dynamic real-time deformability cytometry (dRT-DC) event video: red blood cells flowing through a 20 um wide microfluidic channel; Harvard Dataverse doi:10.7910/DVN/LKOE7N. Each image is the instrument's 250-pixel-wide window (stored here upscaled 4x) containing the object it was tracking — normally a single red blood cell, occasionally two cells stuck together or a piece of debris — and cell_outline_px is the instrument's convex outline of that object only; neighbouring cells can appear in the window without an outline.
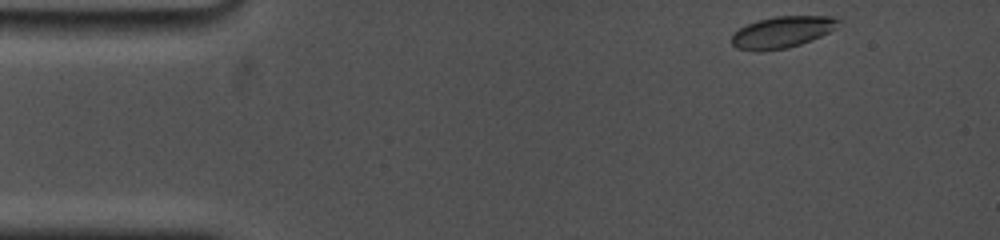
{"species": "common noctule bat (a hibernating species)", "species_latin": "Nyctalus noctula", "temperature_condition": "cold", "stored_images_in_passage": 36, "camera_frame_rate_fps": 5000, "um_per_image_px": 0.085, "animal": {"sex": "female", "body_mass_g": 19.0, "forearm_length_mm": 53.3}, "frame": {"image": 1, "passage_image": 1, "time_ms": 0.0, "image_size_px": [1000, 240], "cell_outline_px": [[840, 20], [836, 28], [812, 40], [788, 48], [760, 52], [756, 52], [736, 48], [732, 44], [732, 36], [740, 28], [748, 24], [760, 20], [776, 16], [832, 16]], "centroid_in_image_um": [66.48, 2.75], "position_along_channel_um": 18.5, "area_um2": 19.54}}
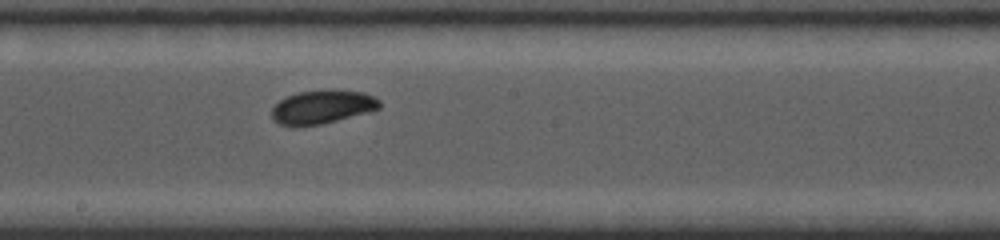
{"frame": {"image": 2, "passage_image": 20, "time_ms": 7.8, "image_size_px": [1000, 240], "cell_outline_px": [[380, 108], [336, 120], [320, 124], [296, 128], [280, 124], [272, 120], [272, 108], [280, 100], [296, 92], [364, 92], [376, 96], [380, 100]], "centroid_in_image_um": [27.34, 9.14], "position_along_channel_um": 220.9, "area_um2": 20.52}}
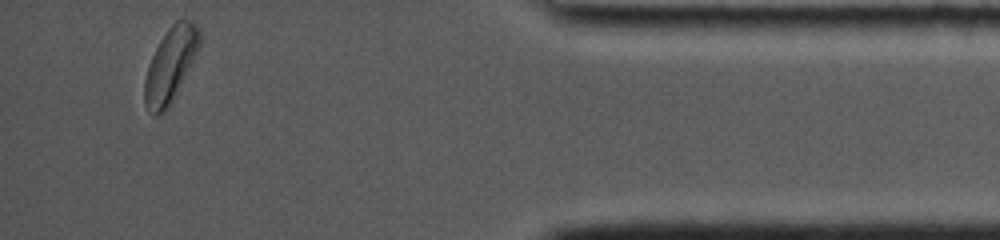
{"frame": {"image": 3, "passage_image": 36, "time_ms": 14.2, "image_size_px": [1000, 240], "cell_outline_px": [[200, 44], [168, 108], [164, 112], [156, 116], [144, 104], [144, 80], [148, 64], [160, 40], [168, 28], [176, 20], [192, 20], [200, 28]], "centroid_in_image_um": [14.46, 5.48], "position_along_channel_um": 420.7, "area_um2": 23.24}, "authors_computed_cell_mechanics": {"area_um2": 21.0103, "velocity_mm_per_s": 3.6773, "shape_relaxation_time_tau1_ms": 6.057, "shape_relaxation_time_tau2_ms": 7.204, "deformation_change_tau1": 0.138, "deformation_change_tau2": 0.0864}}